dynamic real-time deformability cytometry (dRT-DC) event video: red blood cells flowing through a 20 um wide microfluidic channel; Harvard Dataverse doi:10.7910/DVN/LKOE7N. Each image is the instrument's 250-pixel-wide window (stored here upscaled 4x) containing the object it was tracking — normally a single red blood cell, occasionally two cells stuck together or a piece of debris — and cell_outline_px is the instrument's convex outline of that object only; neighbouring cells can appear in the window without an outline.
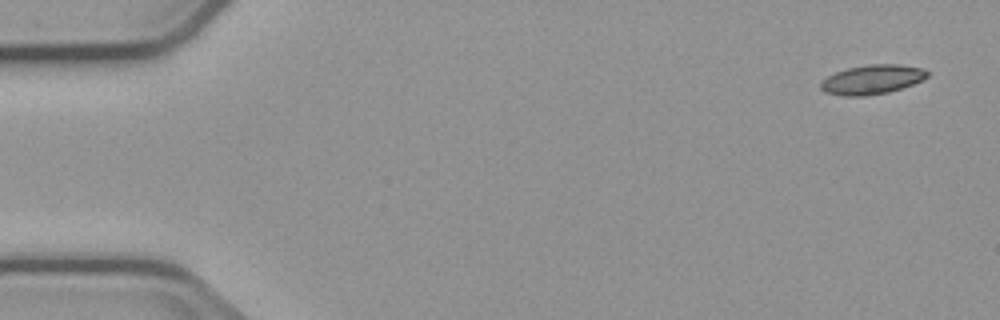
{"species": "common noctule bat (a hibernating species)", "species_latin": "Nyctalus noctula", "temperature_condition": "cold", "stored_images_in_passage": 4, "camera_frame_rate_fps": 3000, "um_per_image_px": 0.085, "animal": {"sex": "male", "body_mass_g": 23.1, "forearm_length_mm": 52.7}, "frame": {"image": 1, "passage_image": 1, "time_ms": 0.0, "image_size_px": [1000, 320], "cell_outline_px": [[928, 76], [924, 80], [888, 92], [864, 96], [844, 96], [824, 92], [820, 88], [820, 84], [828, 76], [836, 72], [848, 68], [868, 64], [900, 64], [924, 68], [928, 72]], "centroid_in_image_um": [74.15, 6.75], "position_along_channel_um": 10.9, "area_um2": 18.21}}
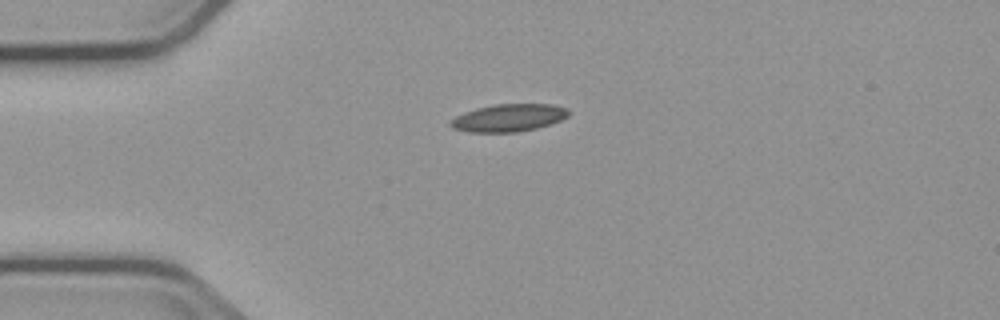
{"frame": {"image": 2, "passage_image": 4, "time_ms": 3.667, "image_size_px": [1000, 320], "cell_outline_px": [[568, 116], [560, 120], [536, 128], [516, 132], [468, 132], [452, 128], [448, 124], [456, 116], [464, 112], [476, 108], [496, 104], [552, 104], [568, 108]], "centroid_in_image_um": [43.21, 10.01], "position_along_channel_um": 41.8, "area_um2": 18.84}}